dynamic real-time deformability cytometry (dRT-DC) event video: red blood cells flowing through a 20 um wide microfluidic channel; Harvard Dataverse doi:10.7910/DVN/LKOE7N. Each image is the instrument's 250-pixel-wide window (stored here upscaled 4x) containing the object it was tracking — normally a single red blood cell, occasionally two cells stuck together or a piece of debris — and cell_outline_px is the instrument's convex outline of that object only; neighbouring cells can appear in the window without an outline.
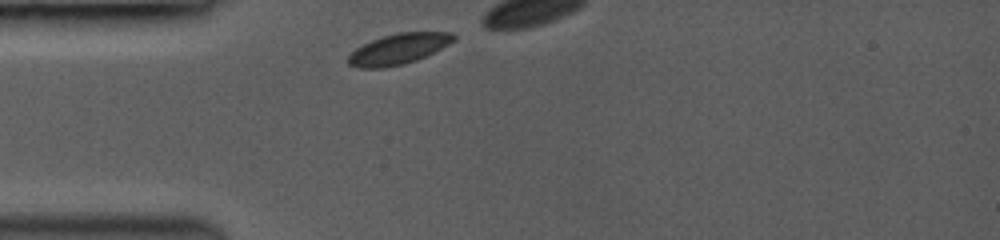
{"species": "common noctule bat (a hibernating species)", "species_latin": "Nyctalus noctula", "temperature_condition": "room temperature", "stored_images_in_passage": 1, "camera_frame_rate_fps": 3000, "um_per_image_px": 0.085, "animal": {"sex": "female", "body_mass_g": 19.0, "forearm_length_mm": 53.3}, "frame": {"image": 1, "passage_image": 1, "time_ms": 0.0, "image_size_px": [1000, 240], "cell_outline_px": [[456, 40], [416, 60], [404, 64], [384, 68], [360, 68], [348, 64], [344, 60], [356, 48], [372, 40], [384, 36], [400, 32], [452, 32], [456, 36]], "centroid_in_image_um": [33.84, 4.17], "position_along_channel_um": 51.2, "area_um2": 18.67}}